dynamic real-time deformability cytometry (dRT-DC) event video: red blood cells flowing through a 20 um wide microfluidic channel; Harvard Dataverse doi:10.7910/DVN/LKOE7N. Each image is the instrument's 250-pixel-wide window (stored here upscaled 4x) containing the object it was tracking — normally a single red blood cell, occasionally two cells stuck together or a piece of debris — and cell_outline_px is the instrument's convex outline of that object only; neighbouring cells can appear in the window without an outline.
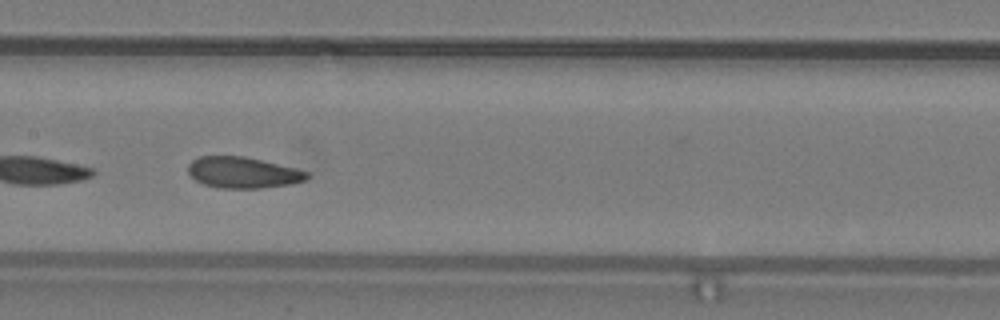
{"species": "common noctule bat (a hibernating species)", "species_latin": "Nyctalus noctula", "temperature_condition": "warm", "stored_images_in_passage": 16, "camera_frame_rate_fps": 3000, "um_per_image_px": 0.085, "animal": {"sex": "male", "body_mass_g": 19.2, "forearm_length_mm": 51.8}, "frame": {"image": 1, "passage_image": 14, "time_ms": 4.333, "image_size_px": [1000, 320], "cell_outline_px": [[308, 176], [304, 180], [288, 184], [260, 188], [216, 188], [204, 184], [196, 180], [188, 172], [188, 164], [192, 160], [200, 156], [244, 156], [296, 168], [308, 172]], "centroid_in_image_um": [20.61, 14.66], "position_along_channel_um": 186.8, "area_um2": 21.39}}